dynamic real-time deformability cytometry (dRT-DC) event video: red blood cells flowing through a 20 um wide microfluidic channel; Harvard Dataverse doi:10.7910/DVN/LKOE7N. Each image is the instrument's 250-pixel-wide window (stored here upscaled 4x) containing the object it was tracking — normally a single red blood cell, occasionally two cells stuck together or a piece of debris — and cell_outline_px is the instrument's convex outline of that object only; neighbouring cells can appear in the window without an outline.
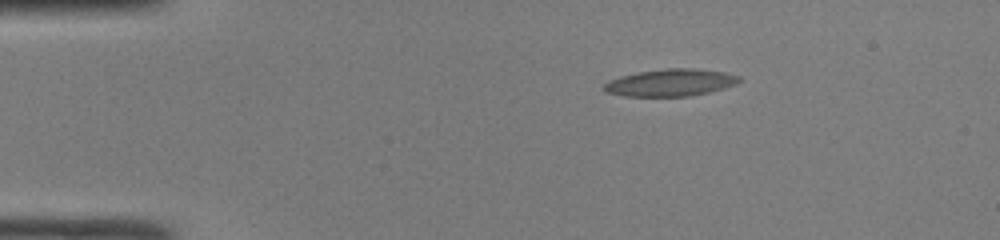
{"species": "common noctule bat (a hibernating species)", "species_latin": "Nyctalus noctula", "temperature_condition": "room temperature", "stored_images_in_passage": 42, "camera_frame_rate_fps": 3000, "um_per_image_px": 0.085, "animal": {"sex": "male", "body_mass_g": 19.0, "forearm_length_mm": 50.8}, "frame": {"image": 1, "passage_image": 1, "time_ms": 0.0, "image_size_px": [1000, 240], "cell_outline_px": [[744, 80], [736, 84], [708, 92], [688, 96], [624, 96], [604, 92], [600, 88], [608, 80], [620, 76], [640, 72], [668, 68], [696, 68], [724, 72], [740, 76]], "centroid_in_image_um": [56.97, 7.02], "position_along_channel_um": 28.0, "area_um2": 21.5}}
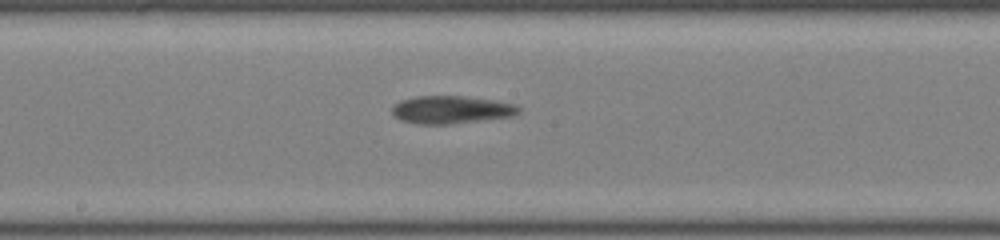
{"frame": {"image": 2, "passage_image": 19, "time_ms": 6.0, "image_size_px": [1000, 240], "cell_outline_px": [[524, 108], [520, 112], [512, 116], [448, 124], [420, 124], [400, 120], [392, 116], [392, 104], [400, 100], [416, 96], [464, 96], [496, 100], [516, 104]], "centroid_in_image_um": [38.35, 9.31], "position_along_channel_um": 209.8, "area_um2": 20.75}}
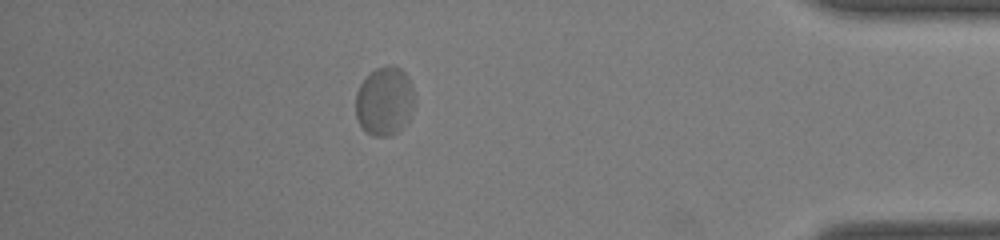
{"frame": {"image": 3, "passage_image": 36, "time_ms": 11.667, "image_size_px": [1000, 240], "cell_outline_px": [[412, 104], [408, 120], [392, 136], [376, 136], [368, 132], [360, 124], [356, 116], [356, 92], [360, 84], [376, 68], [388, 64], [392, 64], [400, 68], [404, 72], [412, 88]], "centroid_in_image_um": [32.65, 8.58], "position_along_channel_um": 402.5, "area_um2": 23.0}}